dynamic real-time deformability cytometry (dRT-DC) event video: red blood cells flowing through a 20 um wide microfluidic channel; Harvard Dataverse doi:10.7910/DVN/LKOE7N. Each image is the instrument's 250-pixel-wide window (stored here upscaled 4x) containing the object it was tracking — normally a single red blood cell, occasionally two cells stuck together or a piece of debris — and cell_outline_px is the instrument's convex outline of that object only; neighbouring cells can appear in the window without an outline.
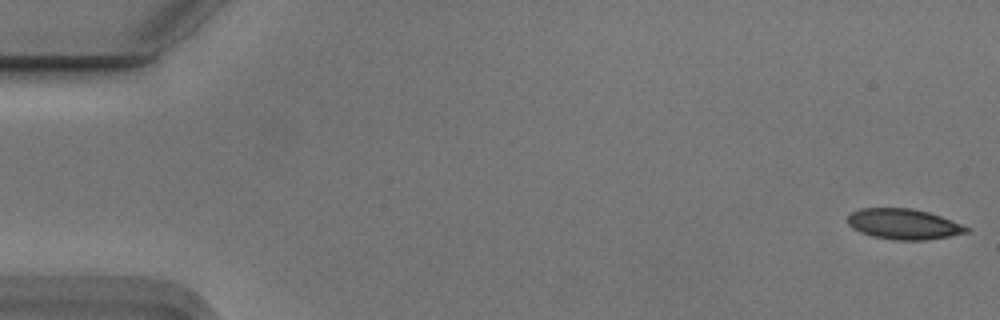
{"species": "Egyptian fruit bat (a non-hibernating species)", "species_latin": "Rousettus aegyptiacus", "temperature_condition": "cold", "stored_images_in_passage": 15, "camera_frame_rate_fps": 3000, "um_per_image_px": 0.085, "animal": {"sex": "male"}, "frame": {"image": 1, "passage_image": 1, "time_ms": 0.0, "image_size_px": [1000, 320], "cell_outline_px": [[972, 228], [968, 232], [948, 236], [924, 240], [896, 240], [872, 236], [860, 232], [852, 228], [848, 224], [848, 216], [852, 212], [860, 208], [912, 208], [928, 212], [940, 216]], "centroid_in_image_um": [76.8, 19.04], "position_along_channel_um": 8.2, "area_um2": 21.04}}
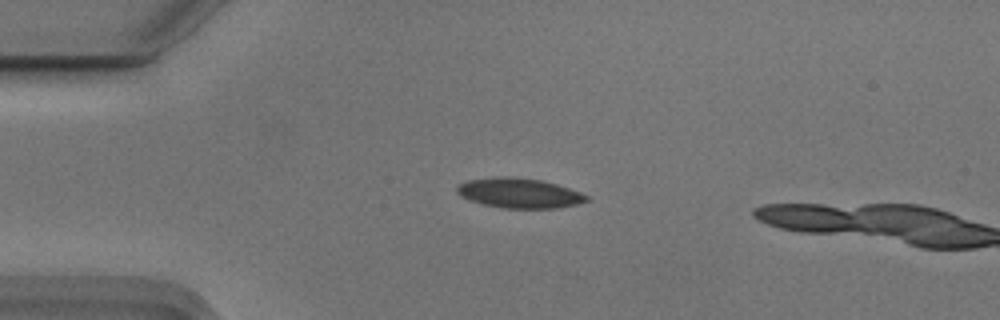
{"frame": {"image": 2, "passage_image": 13, "time_ms": 4.0, "image_size_px": [1000, 320], "cell_outline_px": [[588, 200], [576, 204], [556, 208], [500, 208], [484, 204], [460, 196], [456, 192], [456, 188], [460, 184], [468, 180], [492, 176], [512, 176], [540, 180], [556, 184], [580, 192], [588, 196]], "centroid_in_image_um": [44.1, 16.4], "position_along_channel_um": 40.9, "area_um2": 22.48}}